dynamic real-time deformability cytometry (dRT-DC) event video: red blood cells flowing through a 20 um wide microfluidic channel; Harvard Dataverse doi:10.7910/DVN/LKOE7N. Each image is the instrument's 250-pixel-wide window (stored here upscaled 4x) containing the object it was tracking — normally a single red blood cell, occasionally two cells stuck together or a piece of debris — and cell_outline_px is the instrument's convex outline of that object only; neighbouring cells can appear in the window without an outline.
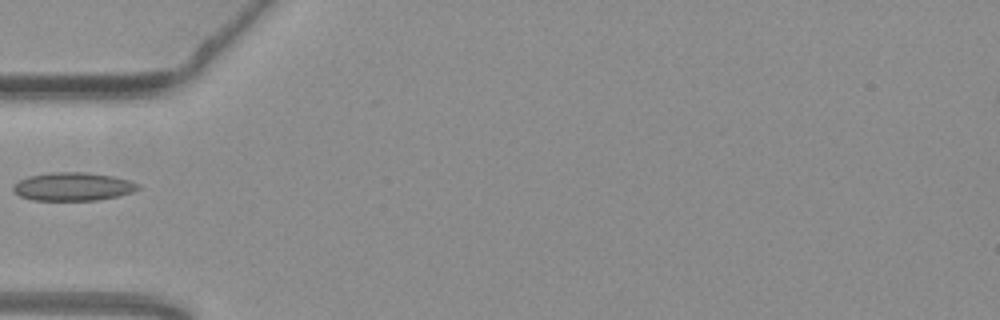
{"species": "common noctule bat (a hibernating species)", "species_latin": "Nyctalus noctula", "temperature_condition": "warm", "stored_images_in_passage": 28, "camera_frame_rate_fps": 3000, "um_per_image_px": 0.085, "animal": {"sex": "female", "body_mass_g": 19.3, "forearm_length_mm": 54.1}, "frame": {"image": 1, "passage_image": 1, "time_ms": 0.0, "image_size_px": [1000, 320], "cell_outline_px": [[140, 188], [132, 192], [116, 196], [96, 200], [32, 200], [20, 196], [12, 188], [12, 184], [28, 176], [48, 172], [84, 172], [112, 176], [128, 180], [140, 184]], "centroid_in_image_um": [6.17, 15.85], "position_along_channel_um": 78.8, "area_um2": 20.52}}
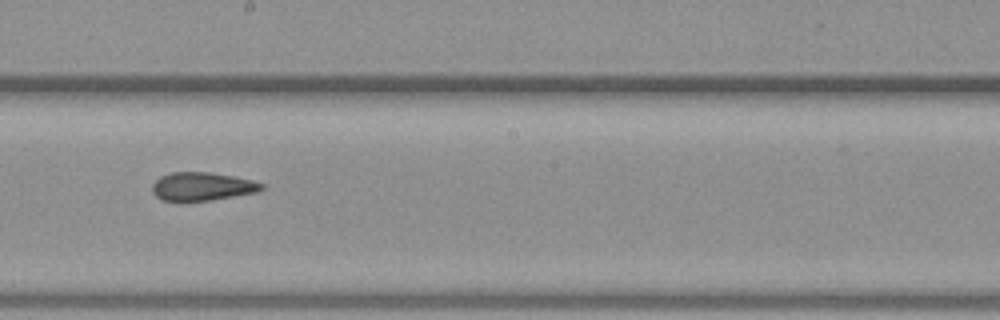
{"frame": {"image": 2, "passage_image": 13, "time_ms": 4.0, "image_size_px": [1000, 320], "cell_outline_px": [[264, 188], [256, 192], [212, 200], [160, 200], [152, 192], [152, 184], [160, 176], [172, 172], [208, 172], [232, 176], [252, 180], [264, 184]], "centroid_in_image_um": [17.17, 15.84], "position_along_channel_um": 231.0, "area_um2": 17.86}}
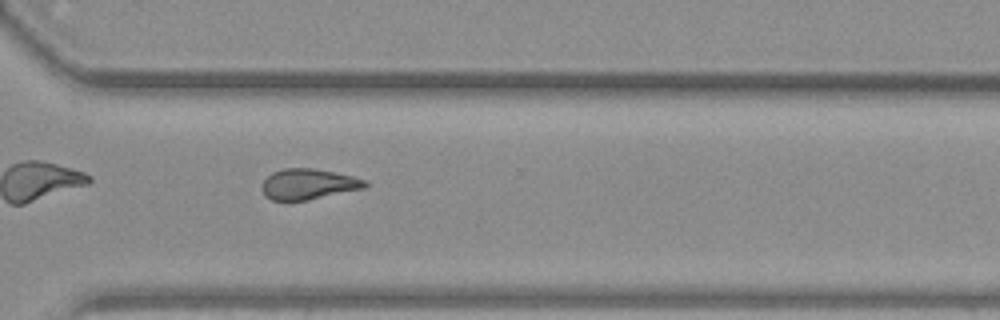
{"frame": {"image": 3, "passage_image": 22, "time_ms": 7.0, "image_size_px": [1000, 320], "cell_outline_px": [[368, 184], [364, 188], [308, 200], [272, 200], [264, 196], [260, 188], [264, 180], [272, 172], [284, 168], [316, 168], [352, 176], [368, 180]], "centroid_in_image_um": [26.19, 15.64], "position_along_channel_um": 344.4, "area_um2": 18.5}}